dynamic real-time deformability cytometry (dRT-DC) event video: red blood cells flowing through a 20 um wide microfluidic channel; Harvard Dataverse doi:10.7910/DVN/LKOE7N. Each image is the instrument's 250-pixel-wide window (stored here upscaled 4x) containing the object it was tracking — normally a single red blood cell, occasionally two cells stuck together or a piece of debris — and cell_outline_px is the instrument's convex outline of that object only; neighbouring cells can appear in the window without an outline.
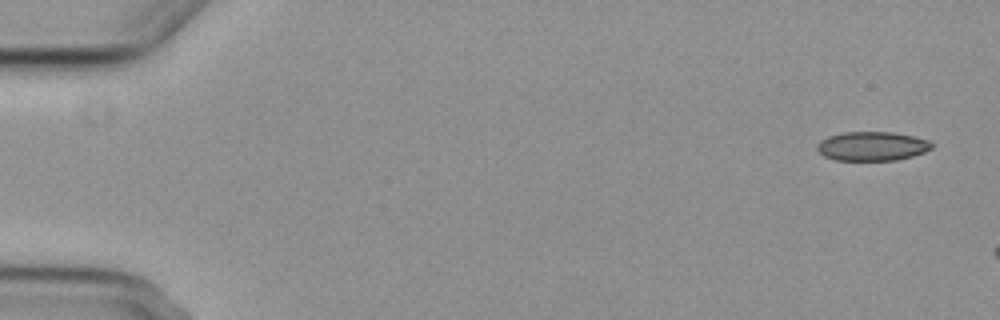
{"species": "common noctule bat (a hibernating species)", "species_latin": "Nyctalus noctula", "temperature_condition": "cold", "stored_images_in_passage": 3, "camera_frame_rate_fps": 3000, "um_per_image_px": 0.085, "animal": {"sex": "female", "body_mass_g": 29.2, "forearm_length_mm": 56.3}, "frame": {"image": 1, "passage_image": 1, "time_ms": 0.0, "image_size_px": [1000, 320], "cell_outline_px": [[936, 144], [932, 148], [924, 152], [912, 156], [896, 160], [836, 160], [824, 156], [816, 148], [816, 144], [820, 140], [828, 136], [844, 132], [892, 132], [912, 136], [928, 140]], "centroid_in_image_um": [74.13, 12.42], "position_along_channel_um": 10.9, "area_um2": 19.48}}